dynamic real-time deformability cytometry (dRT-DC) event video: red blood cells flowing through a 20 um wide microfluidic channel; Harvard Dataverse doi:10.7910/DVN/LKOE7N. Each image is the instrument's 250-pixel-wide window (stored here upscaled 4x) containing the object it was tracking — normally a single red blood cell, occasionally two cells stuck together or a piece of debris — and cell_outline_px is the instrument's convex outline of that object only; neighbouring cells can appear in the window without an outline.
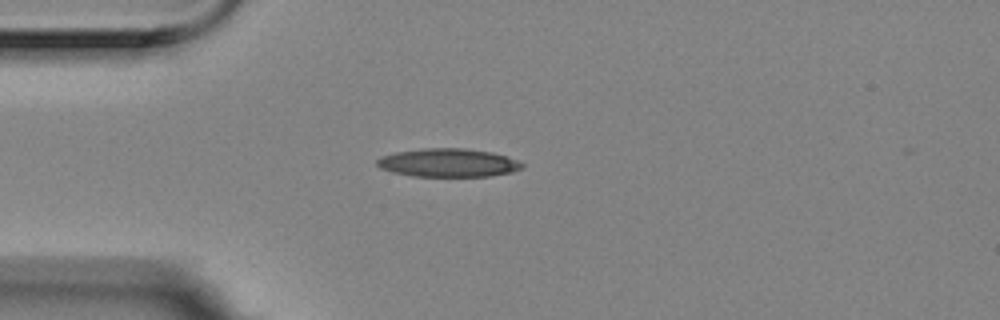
{"species": "Egyptian fruit bat (a non-hibernating species)", "species_latin": "Rousettus aegyptiacus", "temperature_condition": "room temperature", "stored_images_in_passage": 1, "camera_frame_rate_fps": 3000, "um_per_image_px": 0.085, "animal": {"sex": "female"}, "frame": {"image": 1, "passage_image": 1, "time_ms": 0.0, "image_size_px": [1000, 320], "cell_outline_px": [[524, 168], [512, 172], [492, 176], [412, 176], [392, 172], [380, 168], [376, 164], [376, 160], [380, 156], [396, 152], [420, 148], [464, 148], [492, 152], [508, 156], [524, 164]], "centroid_in_image_um": [38.1, 13.83], "position_along_channel_um": 46.9, "area_um2": 24.22}}